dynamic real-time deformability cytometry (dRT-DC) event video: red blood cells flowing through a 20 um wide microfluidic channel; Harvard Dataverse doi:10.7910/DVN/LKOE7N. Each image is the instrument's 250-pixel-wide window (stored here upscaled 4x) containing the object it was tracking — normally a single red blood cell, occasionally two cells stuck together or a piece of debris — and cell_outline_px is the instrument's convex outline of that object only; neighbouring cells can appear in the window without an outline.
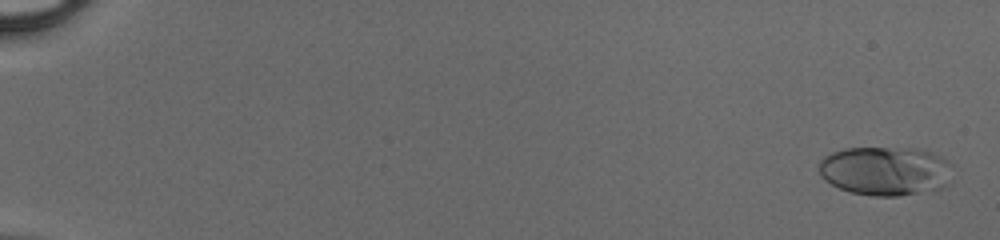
{"species": "human", "species_latin": "Homo sapiens", "temperature_condition": "cold", "stored_images_in_passage": 50, "camera_frame_rate_fps": 3000, "um_per_image_px": 0.085, "donor": {"sex": "male"}, "frame": {"image": 1, "passage_image": 2, "time_ms": 0.333, "image_size_px": [1000, 240], "cell_outline_px": [[948, 184], [944, 188], [896, 196], [872, 196], [852, 192], [840, 188], [824, 180], [820, 176], [820, 160], [824, 156], [832, 152], [844, 148], [912, 148], [932, 152], [940, 156], [948, 164]], "centroid_in_image_um": [75.2, 14.53], "position_along_channel_um": 9.8, "area_um2": 37.86}}
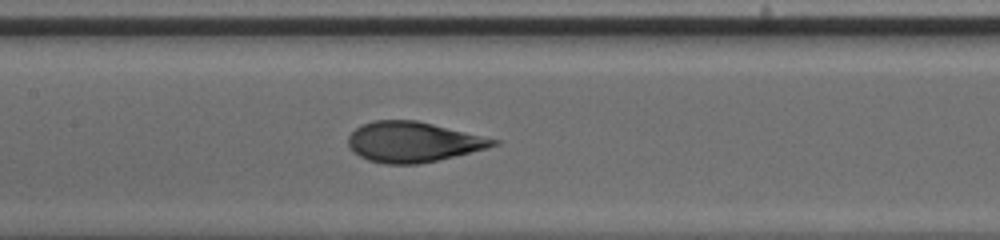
{"frame": {"image": 2, "passage_image": 27, "time_ms": 8.667, "image_size_px": [1000, 240], "cell_outline_px": [[500, 144], [420, 164], [384, 164], [368, 160], [352, 152], [348, 148], [348, 136], [360, 124], [372, 120], [416, 120], [500, 140]], "centroid_in_image_um": [35.03, 12.06], "position_along_channel_um": 172.4, "area_um2": 33.87}}
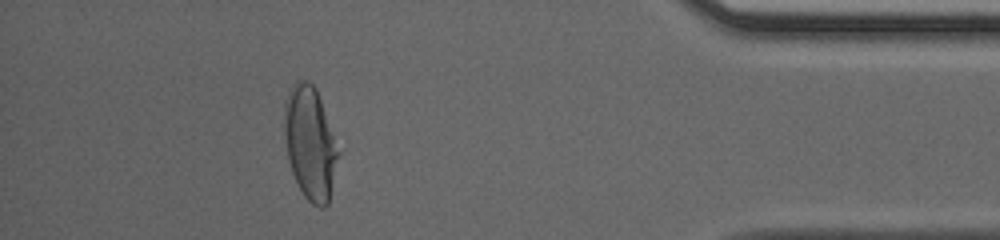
{"frame": {"image": 3, "passage_image": 46, "time_ms": 15.0, "image_size_px": [1000, 240], "cell_outline_px": [[340, 152], [328, 204], [324, 208], [320, 208], [312, 204], [304, 196], [292, 172], [288, 160], [284, 140], [284, 100], [292, 84], [296, 80], [308, 80], [316, 88]], "centroid_in_image_um": [26.34, 12.15], "position_along_channel_um": 408.9, "area_um2": 35.66}}